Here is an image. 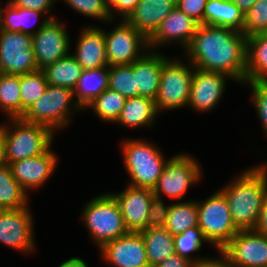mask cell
Listing matches in <instances>:
<instances>
[{
    "mask_svg": "<svg viewBox=\"0 0 267 267\" xmlns=\"http://www.w3.org/2000/svg\"><path fill=\"white\" fill-rule=\"evenodd\" d=\"M109 87V66L83 70L76 87L74 97L84 110L87 105Z\"/></svg>",
    "mask_w": 267,
    "mask_h": 267,
    "instance_id": "27",
    "label": "cell"
},
{
    "mask_svg": "<svg viewBox=\"0 0 267 267\" xmlns=\"http://www.w3.org/2000/svg\"><path fill=\"white\" fill-rule=\"evenodd\" d=\"M198 226L209 244L220 251L239 231L234 225L224 193L219 189L206 200L198 201Z\"/></svg>",
    "mask_w": 267,
    "mask_h": 267,
    "instance_id": "9",
    "label": "cell"
},
{
    "mask_svg": "<svg viewBox=\"0 0 267 267\" xmlns=\"http://www.w3.org/2000/svg\"><path fill=\"white\" fill-rule=\"evenodd\" d=\"M150 267L176 253L174 236L159 221L140 231Z\"/></svg>",
    "mask_w": 267,
    "mask_h": 267,
    "instance_id": "25",
    "label": "cell"
},
{
    "mask_svg": "<svg viewBox=\"0 0 267 267\" xmlns=\"http://www.w3.org/2000/svg\"><path fill=\"white\" fill-rule=\"evenodd\" d=\"M238 230L254 229L267 193V162L251 166L220 189Z\"/></svg>",
    "mask_w": 267,
    "mask_h": 267,
    "instance_id": "2",
    "label": "cell"
},
{
    "mask_svg": "<svg viewBox=\"0 0 267 267\" xmlns=\"http://www.w3.org/2000/svg\"><path fill=\"white\" fill-rule=\"evenodd\" d=\"M220 252L234 267H267V236L239 230Z\"/></svg>",
    "mask_w": 267,
    "mask_h": 267,
    "instance_id": "15",
    "label": "cell"
},
{
    "mask_svg": "<svg viewBox=\"0 0 267 267\" xmlns=\"http://www.w3.org/2000/svg\"><path fill=\"white\" fill-rule=\"evenodd\" d=\"M260 32H267V0H257L244 14L243 34L248 37Z\"/></svg>",
    "mask_w": 267,
    "mask_h": 267,
    "instance_id": "38",
    "label": "cell"
},
{
    "mask_svg": "<svg viewBox=\"0 0 267 267\" xmlns=\"http://www.w3.org/2000/svg\"><path fill=\"white\" fill-rule=\"evenodd\" d=\"M3 8L2 5L0 4V30H1V25H2V12H3Z\"/></svg>",
    "mask_w": 267,
    "mask_h": 267,
    "instance_id": "49",
    "label": "cell"
},
{
    "mask_svg": "<svg viewBox=\"0 0 267 267\" xmlns=\"http://www.w3.org/2000/svg\"><path fill=\"white\" fill-rule=\"evenodd\" d=\"M205 242L209 243L199 226L188 228L183 233L174 235L176 253L193 263H198L208 258L200 255L193 256L195 252L201 250Z\"/></svg>",
    "mask_w": 267,
    "mask_h": 267,
    "instance_id": "34",
    "label": "cell"
},
{
    "mask_svg": "<svg viewBox=\"0 0 267 267\" xmlns=\"http://www.w3.org/2000/svg\"><path fill=\"white\" fill-rule=\"evenodd\" d=\"M199 24L184 12L174 7L161 22L155 33L148 39L149 50L176 43L183 50L189 45Z\"/></svg>",
    "mask_w": 267,
    "mask_h": 267,
    "instance_id": "18",
    "label": "cell"
},
{
    "mask_svg": "<svg viewBox=\"0 0 267 267\" xmlns=\"http://www.w3.org/2000/svg\"><path fill=\"white\" fill-rule=\"evenodd\" d=\"M192 266L193 262L175 253L172 256L168 257L163 262L158 263L153 267H192Z\"/></svg>",
    "mask_w": 267,
    "mask_h": 267,
    "instance_id": "44",
    "label": "cell"
},
{
    "mask_svg": "<svg viewBox=\"0 0 267 267\" xmlns=\"http://www.w3.org/2000/svg\"><path fill=\"white\" fill-rule=\"evenodd\" d=\"M159 51L148 50L141 58L133 62L138 96L155 100L159 91L163 62L168 58Z\"/></svg>",
    "mask_w": 267,
    "mask_h": 267,
    "instance_id": "21",
    "label": "cell"
},
{
    "mask_svg": "<svg viewBox=\"0 0 267 267\" xmlns=\"http://www.w3.org/2000/svg\"><path fill=\"white\" fill-rule=\"evenodd\" d=\"M7 165L5 160V143H4V132L3 126L0 124V168Z\"/></svg>",
    "mask_w": 267,
    "mask_h": 267,
    "instance_id": "48",
    "label": "cell"
},
{
    "mask_svg": "<svg viewBox=\"0 0 267 267\" xmlns=\"http://www.w3.org/2000/svg\"><path fill=\"white\" fill-rule=\"evenodd\" d=\"M111 194L117 200L129 232H140L158 222L159 205L152 189L127 184L124 190Z\"/></svg>",
    "mask_w": 267,
    "mask_h": 267,
    "instance_id": "10",
    "label": "cell"
},
{
    "mask_svg": "<svg viewBox=\"0 0 267 267\" xmlns=\"http://www.w3.org/2000/svg\"><path fill=\"white\" fill-rule=\"evenodd\" d=\"M81 215L84 226L98 249L129 232L117 200L110 192L96 195L88 201L82 208Z\"/></svg>",
    "mask_w": 267,
    "mask_h": 267,
    "instance_id": "6",
    "label": "cell"
},
{
    "mask_svg": "<svg viewBox=\"0 0 267 267\" xmlns=\"http://www.w3.org/2000/svg\"><path fill=\"white\" fill-rule=\"evenodd\" d=\"M75 51L71 53L83 70L103 68L108 65L105 51L104 29L98 25H86L78 34Z\"/></svg>",
    "mask_w": 267,
    "mask_h": 267,
    "instance_id": "20",
    "label": "cell"
},
{
    "mask_svg": "<svg viewBox=\"0 0 267 267\" xmlns=\"http://www.w3.org/2000/svg\"><path fill=\"white\" fill-rule=\"evenodd\" d=\"M57 154L50 147L44 154L9 164L14 179L28 193L49 181L57 168Z\"/></svg>",
    "mask_w": 267,
    "mask_h": 267,
    "instance_id": "19",
    "label": "cell"
},
{
    "mask_svg": "<svg viewBox=\"0 0 267 267\" xmlns=\"http://www.w3.org/2000/svg\"><path fill=\"white\" fill-rule=\"evenodd\" d=\"M13 6L36 10L46 14L50 19L55 18L52 14L55 1L57 0H8Z\"/></svg>",
    "mask_w": 267,
    "mask_h": 267,
    "instance_id": "42",
    "label": "cell"
},
{
    "mask_svg": "<svg viewBox=\"0 0 267 267\" xmlns=\"http://www.w3.org/2000/svg\"><path fill=\"white\" fill-rule=\"evenodd\" d=\"M204 25L230 28L243 33L244 13L231 0H208Z\"/></svg>",
    "mask_w": 267,
    "mask_h": 267,
    "instance_id": "26",
    "label": "cell"
},
{
    "mask_svg": "<svg viewBox=\"0 0 267 267\" xmlns=\"http://www.w3.org/2000/svg\"><path fill=\"white\" fill-rule=\"evenodd\" d=\"M42 70L48 85L63 86L74 90L83 68L70 53Z\"/></svg>",
    "mask_w": 267,
    "mask_h": 267,
    "instance_id": "30",
    "label": "cell"
},
{
    "mask_svg": "<svg viewBox=\"0 0 267 267\" xmlns=\"http://www.w3.org/2000/svg\"><path fill=\"white\" fill-rule=\"evenodd\" d=\"M174 7L166 0H140L125 20L149 39Z\"/></svg>",
    "mask_w": 267,
    "mask_h": 267,
    "instance_id": "22",
    "label": "cell"
},
{
    "mask_svg": "<svg viewBox=\"0 0 267 267\" xmlns=\"http://www.w3.org/2000/svg\"><path fill=\"white\" fill-rule=\"evenodd\" d=\"M67 27L57 17L32 35V49L40 70L71 53V38Z\"/></svg>",
    "mask_w": 267,
    "mask_h": 267,
    "instance_id": "14",
    "label": "cell"
},
{
    "mask_svg": "<svg viewBox=\"0 0 267 267\" xmlns=\"http://www.w3.org/2000/svg\"><path fill=\"white\" fill-rule=\"evenodd\" d=\"M183 51L194 67L228 74L242 86L245 83L247 37L243 33L202 24Z\"/></svg>",
    "mask_w": 267,
    "mask_h": 267,
    "instance_id": "1",
    "label": "cell"
},
{
    "mask_svg": "<svg viewBox=\"0 0 267 267\" xmlns=\"http://www.w3.org/2000/svg\"><path fill=\"white\" fill-rule=\"evenodd\" d=\"M228 74L204 71L194 67L188 106L197 112L206 113L217 106L225 93Z\"/></svg>",
    "mask_w": 267,
    "mask_h": 267,
    "instance_id": "16",
    "label": "cell"
},
{
    "mask_svg": "<svg viewBox=\"0 0 267 267\" xmlns=\"http://www.w3.org/2000/svg\"><path fill=\"white\" fill-rule=\"evenodd\" d=\"M29 206L0 209V242L20 253L35 252L34 220Z\"/></svg>",
    "mask_w": 267,
    "mask_h": 267,
    "instance_id": "13",
    "label": "cell"
},
{
    "mask_svg": "<svg viewBox=\"0 0 267 267\" xmlns=\"http://www.w3.org/2000/svg\"><path fill=\"white\" fill-rule=\"evenodd\" d=\"M158 114L155 100L142 96L127 98L115 124L133 130L137 127L150 128L156 123Z\"/></svg>",
    "mask_w": 267,
    "mask_h": 267,
    "instance_id": "24",
    "label": "cell"
},
{
    "mask_svg": "<svg viewBox=\"0 0 267 267\" xmlns=\"http://www.w3.org/2000/svg\"><path fill=\"white\" fill-rule=\"evenodd\" d=\"M29 193L14 179L10 166L0 168V209H20L28 205Z\"/></svg>",
    "mask_w": 267,
    "mask_h": 267,
    "instance_id": "31",
    "label": "cell"
},
{
    "mask_svg": "<svg viewBox=\"0 0 267 267\" xmlns=\"http://www.w3.org/2000/svg\"><path fill=\"white\" fill-rule=\"evenodd\" d=\"M126 99L120 93L108 88L90 102L84 111L89 108L94 111V114L100 121L113 122L114 124L122 112Z\"/></svg>",
    "mask_w": 267,
    "mask_h": 267,
    "instance_id": "33",
    "label": "cell"
},
{
    "mask_svg": "<svg viewBox=\"0 0 267 267\" xmlns=\"http://www.w3.org/2000/svg\"><path fill=\"white\" fill-rule=\"evenodd\" d=\"M245 14L257 0H231Z\"/></svg>",
    "mask_w": 267,
    "mask_h": 267,
    "instance_id": "47",
    "label": "cell"
},
{
    "mask_svg": "<svg viewBox=\"0 0 267 267\" xmlns=\"http://www.w3.org/2000/svg\"><path fill=\"white\" fill-rule=\"evenodd\" d=\"M180 58H168L163 62L159 91L155 99L157 111H175L188 106L194 66Z\"/></svg>",
    "mask_w": 267,
    "mask_h": 267,
    "instance_id": "8",
    "label": "cell"
},
{
    "mask_svg": "<svg viewBox=\"0 0 267 267\" xmlns=\"http://www.w3.org/2000/svg\"><path fill=\"white\" fill-rule=\"evenodd\" d=\"M201 167L198 160L188 153L169 157L153 189L157 204L160 206L165 203L164 194L170 199H176L177 202L183 201V195L189 187L202 179L204 174Z\"/></svg>",
    "mask_w": 267,
    "mask_h": 267,
    "instance_id": "7",
    "label": "cell"
},
{
    "mask_svg": "<svg viewBox=\"0 0 267 267\" xmlns=\"http://www.w3.org/2000/svg\"><path fill=\"white\" fill-rule=\"evenodd\" d=\"M110 31L104 30L105 51L109 66L130 65L148 50V39L125 19Z\"/></svg>",
    "mask_w": 267,
    "mask_h": 267,
    "instance_id": "11",
    "label": "cell"
},
{
    "mask_svg": "<svg viewBox=\"0 0 267 267\" xmlns=\"http://www.w3.org/2000/svg\"><path fill=\"white\" fill-rule=\"evenodd\" d=\"M208 0H178L176 7L187 16L204 25V11Z\"/></svg>",
    "mask_w": 267,
    "mask_h": 267,
    "instance_id": "40",
    "label": "cell"
},
{
    "mask_svg": "<svg viewBox=\"0 0 267 267\" xmlns=\"http://www.w3.org/2000/svg\"><path fill=\"white\" fill-rule=\"evenodd\" d=\"M166 1L169 3H173L176 6L178 0H166Z\"/></svg>",
    "mask_w": 267,
    "mask_h": 267,
    "instance_id": "50",
    "label": "cell"
},
{
    "mask_svg": "<svg viewBox=\"0 0 267 267\" xmlns=\"http://www.w3.org/2000/svg\"><path fill=\"white\" fill-rule=\"evenodd\" d=\"M32 44V35L0 30V73L24 75L38 71Z\"/></svg>",
    "mask_w": 267,
    "mask_h": 267,
    "instance_id": "12",
    "label": "cell"
},
{
    "mask_svg": "<svg viewBox=\"0 0 267 267\" xmlns=\"http://www.w3.org/2000/svg\"><path fill=\"white\" fill-rule=\"evenodd\" d=\"M84 111L76 102L72 89L47 85L45 92L24 112L21 119L48 127L53 133L65 129L72 113Z\"/></svg>",
    "mask_w": 267,
    "mask_h": 267,
    "instance_id": "3",
    "label": "cell"
},
{
    "mask_svg": "<svg viewBox=\"0 0 267 267\" xmlns=\"http://www.w3.org/2000/svg\"><path fill=\"white\" fill-rule=\"evenodd\" d=\"M47 85L43 70L20 75L22 115L45 92Z\"/></svg>",
    "mask_w": 267,
    "mask_h": 267,
    "instance_id": "35",
    "label": "cell"
},
{
    "mask_svg": "<svg viewBox=\"0 0 267 267\" xmlns=\"http://www.w3.org/2000/svg\"><path fill=\"white\" fill-rule=\"evenodd\" d=\"M0 110L8 118H21L20 75L0 73Z\"/></svg>",
    "mask_w": 267,
    "mask_h": 267,
    "instance_id": "32",
    "label": "cell"
},
{
    "mask_svg": "<svg viewBox=\"0 0 267 267\" xmlns=\"http://www.w3.org/2000/svg\"><path fill=\"white\" fill-rule=\"evenodd\" d=\"M99 252L101 259L111 267H150L140 232H128L107 242Z\"/></svg>",
    "mask_w": 267,
    "mask_h": 267,
    "instance_id": "17",
    "label": "cell"
},
{
    "mask_svg": "<svg viewBox=\"0 0 267 267\" xmlns=\"http://www.w3.org/2000/svg\"><path fill=\"white\" fill-rule=\"evenodd\" d=\"M158 221L172 233L177 235L188 228L198 226L197 200L178 201L159 206Z\"/></svg>",
    "mask_w": 267,
    "mask_h": 267,
    "instance_id": "23",
    "label": "cell"
},
{
    "mask_svg": "<svg viewBox=\"0 0 267 267\" xmlns=\"http://www.w3.org/2000/svg\"><path fill=\"white\" fill-rule=\"evenodd\" d=\"M4 132L7 164L44 154L56 136L48 127L28 123L21 118H7L1 124ZM12 128V129H11Z\"/></svg>",
    "mask_w": 267,
    "mask_h": 267,
    "instance_id": "5",
    "label": "cell"
},
{
    "mask_svg": "<svg viewBox=\"0 0 267 267\" xmlns=\"http://www.w3.org/2000/svg\"><path fill=\"white\" fill-rule=\"evenodd\" d=\"M112 19H126L140 0H104ZM117 16V17H116Z\"/></svg>",
    "mask_w": 267,
    "mask_h": 267,
    "instance_id": "41",
    "label": "cell"
},
{
    "mask_svg": "<svg viewBox=\"0 0 267 267\" xmlns=\"http://www.w3.org/2000/svg\"><path fill=\"white\" fill-rule=\"evenodd\" d=\"M218 253L220 254L219 257L209 256L203 261L193 263L192 267H234L220 251Z\"/></svg>",
    "mask_w": 267,
    "mask_h": 267,
    "instance_id": "43",
    "label": "cell"
},
{
    "mask_svg": "<svg viewBox=\"0 0 267 267\" xmlns=\"http://www.w3.org/2000/svg\"><path fill=\"white\" fill-rule=\"evenodd\" d=\"M254 230L267 236V193L263 199L259 218Z\"/></svg>",
    "mask_w": 267,
    "mask_h": 267,
    "instance_id": "45",
    "label": "cell"
},
{
    "mask_svg": "<svg viewBox=\"0 0 267 267\" xmlns=\"http://www.w3.org/2000/svg\"><path fill=\"white\" fill-rule=\"evenodd\" d=\"M68 4L74 11L90 17L95 20L106 22L107 25L113 24L115 19H112L110 11L106 7L104 0H62Z\"/></svg>",
    "mask_w": 267,
    "mask_h": 267,
    "instance_id": "37",
    "label": "cell"
},
{
    "mask_svg": "<svg viewBox=\"0 0 267 267\" xmlns=\"http://www.w3.org/2000/svg\"><path fill=\"white\" fill-rule=\"evenodd\" d=\"M41 16L43 18L39 24L40 26H38V28L36 27V29H34V27L32 28L37 18L39 19V17ZM49 19L50 18L42 12L16 7L13 6L9 1H7L2 12L1 30H9L28 35H34L42 27H44L45 23Z\"/></svg>",
    "mask_w": 267,
    "mask_h": 267,
    "instance_id": "29",
    "label": "cell"
},
{
    "mask_svg": "<svg viewBox=\"0 0 267 267\" xmlns=\"http://www.w3.org/2000/svg\"><path fill=\"white\" fill-rule=\"evenodd\" d=\"M109 89L120 93L126 98L138 96L133 63L130 65L109 66Z\"/></svg>",
    "mask_w": 267,
    "mask_h": 267,
    "instance_id": "36",
    "label": "cell"
},
{
    "mask_svg": "<svg viewBox=\"0 0 267 267\" xmlns=\"http://www.w3.org/2000/svg\"><path fill=\"white\" fill-rule=\"evenodd\" d=\"M267 80V32L247 37L245 82Z\"/></svg>",
    "mask_w": 267,
    "mask_h": 267,
    "instance_id": "28",
    "label": "cell"
},
{
    "mask_svg": "<svg viewBox=\"0 0 267 267\" xmlns=\"http://www.w3.org/2000/svg\"><path fill=\"white\" fill-rule=\"evenodd\" d=\"M124 167L129 185L154 189L169 158L152 142L129 138L121 142Z\"/></svg>",
    "mask_w": 267,
    "mask_h": 267,
    "instance_id": "4",
    "label": "cell"
},
{
    "mask_svg": "<svg viewBox=\"0 0 267 267\" xmlns=\"http://www.w3.org/2000/svg\"><path fill=\"white\" fill-rule=\"evenodd\" d=\"M58 267H88V265L82 258L72 257L63 261Z\"/></svg>",
    "mask_w": 267,
    "mask_h": 267,
    "instance_id": "46",
    "label": "cell"
},
{
    "mask_svg": "<svg viewBox=\"0 0 267 267\" xmlns=\"http://www.w3.org/2000/svg\"><path fill=\"white\" fill-rule=\"evenodd\" d=\"M244 85L252 90V103L261 122L263 133L267 137V80L245 82Z\"/></svg>",
    "mask_w": 267,
    "mask_h": 267,
    "instance_id": "39",
    "label": "cell"
}]
</instances>
